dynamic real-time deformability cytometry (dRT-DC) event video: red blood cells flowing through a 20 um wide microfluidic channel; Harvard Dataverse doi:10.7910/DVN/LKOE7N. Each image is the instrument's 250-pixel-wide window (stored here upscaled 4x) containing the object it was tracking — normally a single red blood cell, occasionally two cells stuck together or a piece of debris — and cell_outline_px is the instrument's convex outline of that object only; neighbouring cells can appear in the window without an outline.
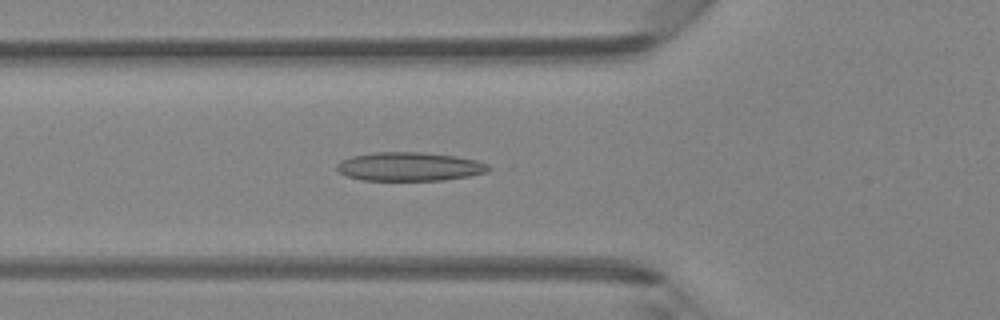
{"species": "Egyptian fruit bat (a non-hibernating species)", "species_latin": "Rousettus aegyptiacus", "temperature_condition": "room temperature", "stored_images_in_passage": 39, "camera_frame_rate_fps": 3000, "um_per_image_px": 0.085, "animal": {"sex": "female"}, "frame": {"image": 1, "passage_image": 9, "time_ms": 2.667, "image_size_px": [1000, 320], "cell_outline_px": [[496, 168], [488, 172], [468, 176], [444, 180], [360, 180], [348, 176], [340, 172], [336, 168], [336, 164], [340, 160], [352, 156], [376, 152], [420, 152], [456, 156], [476, 160], [488, 164]], "centroid_in_image_um": [34.85, 14.16], "position_along_channel_um": 91.0, "area_um2": 25.55}}
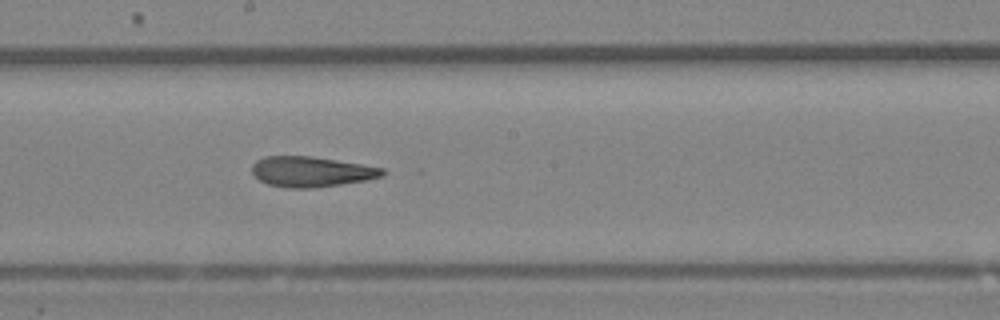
{"frame": {"image": 2, "passage_image": 18, "time_ms": 5.667, "image_size_px": [1000, 320], "cell_outline_px": [[388, 172], [384, 176], [368, 180], [316, 188], [288, 188], [268, 184], [260, 180], [252, 172], [252, 164], [256, 160], [264, 156], [312, 156], [384, 168]], "centroid_in_image_um": [26.49, 14.6], "position_along_channel_um": 221.7, "area_um2": 23.24}}
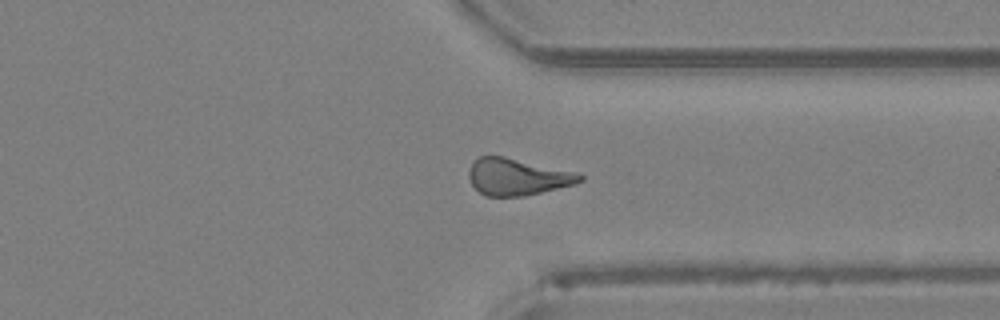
{"frame": {"image": 3, "passage_image": 28, "time_ms": 9.0, "image_size_px": [1000, 320], "cell_outline_px": [[584, 180], [572, 184], [524, 196], [484, 196], [472, 184], [468, 176], [468, 172], [472, 164], [480, 156], [504, 156], [572, 172], [584, 176]], "centroid_in_image_um": [43.92, 15.04], "position_along_channel_um": 367.5, "area_um2": 23.18}, "authors_computed_cell_mechanics": {"area_um2": 23.3512, "velocity_mm_per_s": 4.357, "shape_relaxation_time_tau1_ms": null, "shape_relaxation_time_tau2_ms": 5.8161, "deformation_change_tau1": null, "deformation_change_tau2": 0.1703}}